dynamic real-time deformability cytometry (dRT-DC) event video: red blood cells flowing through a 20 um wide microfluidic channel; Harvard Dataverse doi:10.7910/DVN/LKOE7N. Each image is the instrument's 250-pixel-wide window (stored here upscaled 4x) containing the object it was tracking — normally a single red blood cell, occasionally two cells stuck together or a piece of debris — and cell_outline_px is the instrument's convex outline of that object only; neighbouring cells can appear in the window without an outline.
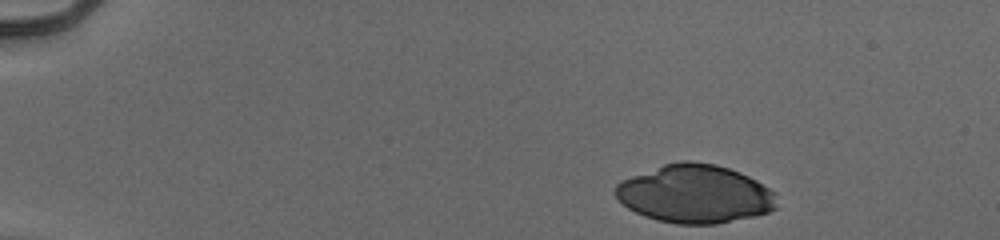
{"species": "human", "species_latin": "Homo sapiens", "temperature_condition": "cold", "stored_images_in_passage": 46, "camera_frame_rate_fps": 3000, "um_per_image_px": 0.085, "donor": {"sex": "male"}, "frame": {"image": 1, "passage_image": 1, "time_ms": 0.0, "image_size_px": [1000, 240], "cell_outline_px": [[776, 208], [768, 212], [756, 216], [716, 224], [676, 224], [656, 220], [644, 216], [628, 208], [612, 192], [616, 184], [632, 176], [664, 164], [680, 160], [692, 160], [716, 164], [740, 172], [756, 180], [768, 188], [772, 192]], "centroid_in_image_um": [59.04, 16.48], "position_along_channel_um": 26.0, "area_um2": 54.68}}